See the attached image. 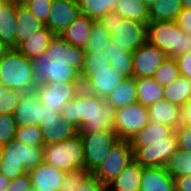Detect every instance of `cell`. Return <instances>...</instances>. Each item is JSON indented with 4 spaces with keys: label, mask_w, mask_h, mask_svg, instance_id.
<instances>
[{
    "label": "cell",
    "mask_w": 191,
    "mask_h": 191,
    "mask_svg": "<svg viewBox=\"0 0 191 191\" xmlns=\"http://www.w3.org/2000/svg\"><path fill=\"white\" fill-rule=\"evenodd\" d=\"M114 11L124 19L150 22L149 8L141 0H118Z\"/></svg>",
    "instance_id": "28"
},
{
    "label": "cell",
    "mask_w": 191,
    "mask_h": 191,
    "mask_svg": "<svg viewBox=\"0 0 191 191\" xmlns=\"http://www.w3.org/2000/svg\"><path fill=\"white\" fill-rule=\"evenodd\" d=\"M102 51L110 60V65L113 69L126 78L133 77L132 53L121 49L113 42Z\"/></svg>",
    "instance_id": "26"
},
{
    "label": "cell",
    "mask_w": 191,
    "mask_h": 191,
    "mask_svg": "<svg viewBox=\"0 0 191 191\" xmlns=\"http://www.w3.org/2000/svg\"><path fill=\"white\" fill-rule=\"evenodd\" d=\"M76 191H107V186L90 174L77 188Z\"/></svg>",
    "instance_id": "45"
},
{
    "label": "cell",
    "mask_w": 191,
    "mask_h": 191,
    "mask_svg": "<svg viewBox=\"0 0 191 191\" xmlns=\"http://www.w3.org/2000/svg\"><path fill=\"white\" fill-rule=\"evenodd\" d=\"M31 186L38 191H59L66 172L46 164H39L34 169L28 171Z\"/></svg>",
    "instance_id": "17"
},
{
    "label": "cell",
    "mask_w": 191,
    "mask_h": 191,
    "mask_svg": "<svg viewBox=\"0 0 191 191\" xmlns=\"http://www.w3.org/2000/svg\"><path fill=\"white\" fill-rule=\"evenodd\" d=\"M174 132L175 130L172 127L162 123L155 124L148 122L129 140V142L164 141V138L171 136Z\"/></svg>",
    "instance_id": "32"
},
{
    "label": "cell",
    "mask_w": 191,
    "mask_h": 191,
    "mask_svg": "<svg viewBox=\"0 0 191 191\" xmlns=\"http://www.w3.org/2000/svg\"><path fill=\"white\" fill-rule=\"evenodd\" d=\"M174 179L164 167H143L140 191H174Z\"/></svg>",
    "instance_id": "19"
},
{
    "label": "cell",
    "mask_w": 191,
    "mask_h": 191,
    "mask_svg": "<svg viewBox=\"0 0 191 191\" xmlns=\"http://www.w3.org/2000/svg\"><path fill=\"white\" fill-rule=\"evenodd\" d=\"M61 113L79 132L114 130V107L84 88L67 102Z\"/></svg>",
    "instance_id": "2"
},
{
    "label": "cell",
    "mask_w": 191,
    "mask_h": 191,
    "mask_svg": "<svg viewBox=\"0 0 191 191\" xmlns=\"http://www.w3.org/2000/svg\"><path fill=\"white\" fill-rule=\"evenodd\" d=\"M99 23L110 35L111 42L130 53L147 41V24L124 19L115 11L100 18Z\"/></svg>",
    "instance_id": "5"
},
{
    "label": "cell",
    "mask_w": 191,
    "mask_h": 191,
    "mask_svg": "<svg viewBox=\"0 0 191 191\" xmlns=\"http://www.w3.org/2000/svg\"><path fill=\"white\" fill-rule=\"evenodd\" d=\"M82 89L83 82H52L36 86L33 91L42 104L61 113L67 102Z\"/></svg>",
    "instance_id": "14"
},
{
    "label": "cell",
    "mask_w": 191,
    "mask_h": 191,
    "mask_svg": "<svg viewBox=\"0 0 191 191\" xmlns=\"http://www.w3.org/2000/svg\"><path fill=\"white\" fill-rule=\"evenodd\" d=\"M31 187V179L27 172L12 179L5 191H28Z\"/></svg>",
    "instance_id": "44"
},
{
    "label": "cell",
    "mask_w": 191,
    "mask_h": 191,
    "mask_svg": "<svg viewBox=\"0 0 191 191\" xmlns=\"http://www.w3.org/2000/svg\"><path fill=\"white\" fill-rule=\"evenodd\" d=\"M137 90V102L145 107H149L157 100L163 99L162 87L153 78H138L135 79Z\"/></svg>",
    "instance_id": "29"
},
{
    "label": "cell",
    "mask_w": 191,
    "mask_h": 191,
    "mask_svg": "<svg viewBox=\"0 0 191 191\" xmlns=\"http://www.w3.org/2000/svg\"><path fill=\"white\" fill-rule=\"evenodd\" d=\"M80 15L77 0H52L45 26L59 36Z\"/></svg>",
    "instance_id": "16"
},
{
    "label": "cell",
    "mask_w": 191,
    "mask_h": 191,
    "mask_svg": "<svg viewBox=\"0 0 191 191\" xmlns=\"http://www.w3.org/2000/svg\"><path fill=\"white\" fill-rule=\"evenodd\" d=\"M142 169L140 164L132 161L107 185V191H140Z\"/></svg>",
    "instance_id": "23"
},
{
    "label": "cell",
    "mask_w": 191,
    "mask_h": 191,
    "mask_svg": "<svg viewBox=\"0 0 191 191\" xmlns=\"http://www.w3.org/2000/svg\"><path fill=\"white\" fill-rule=\"evenodd\" d=\"M191 97V79L180 76L169 86L164 87L163 99L179 107L183 106Z\"/></svg>",
    "instance_id": "30"
},
{
    "label": "cell",
    "mask_w": 191,
    "mask_h": 191,
    "mask_svg": "<svg viewBox=\"0 0 191 191\" xmlns=\"http://www.w3.org/2000/svg\"><path fill=\"white\" fill-rule=\"evenodd\" d=\"M3 145L0 144V161L2 160Z\"/></svg>",
    "instance_id": "54"
},
{
    "label": "cell",
    "mask_w": 191,
    "mask_h": 191,
    "mask_svg": "<svg viewBox=\"0 0 191 191\" xmlns=\"http://www.w3.org/2000/svg\"><path fill=\"white\" fill-rule=\"evenodd\" d=\"M90 38L84 47L86 53L98 52L103 50L106 46L111 44L109 33L99 23V21L93 20V25L90 30Z\"/></svg>",
    "instance_id": "35"
},
{
    "label": "cell",
    "mask_w": 191,
    "mask_h": 191,
    "mask_svg": "<svg viewBox=\"0 0 191 191\" xmlns=\"http://www.w3.org/2000/svg\"><path fill=\"white\" fill-rule=\"evenodd\" d=\"M175 191H191V175L174 178Z\"/></svg>",
    "instance_id": "48"
},
{
    "label": "cell",
    "mask_w": 191,
    "mask_h": 191,
    "mask_svg": "<svg viewBox=\"0 0 191 191\" xmlns=\"http://www.w3.org/2000/svg\"><path fill=\"white\" fill-rule=\"evenodd\" d=\"M0 84L26 93L35 89L32 61L16 48H6L0 57Z\"/></svg>",
    "instance_id": "3"
},
{
    "label": "cell",
    "mask_w": 191,
    "mask_h": 191,
    "mask_svg": "<svg viewBox=\"0 0 191 191\" xmlns=\"http://www.w3.org/2000/svg\"><path fill=\"white\" fill-rule=\"evenodd\" d=\"M108 65H110V60L104 55V52L101 50L98 52L86 53L82 69L100 68L106 67Z\"/></svg>",
    "instance_id": "43"
},
{
    "label": "cell",
    "mask_w": 191,
    "mask_h": 191,
    "mask_svg": "<svg viewBox=\"0 0 191 191\" xmlns=\"http://www.w3.org/2000/svg\"><path fill=\"white\" fill-rule=\"evenodd\" d=\"M182 6L185 9H191V0H181Z\"/></svg>",
    "instance_id": "51"
},
{
    "label": "cell",
    "mask_w": 191,
    "mask_h": 191,
    "mask_svg": "<svg viewBox=\"0 0 191 191\" xmlns=\"http://www.w3.org/2000/svg\"><path fill=\"white\" fill-rule=\"evenodd\" d=\"M28 191H38V190L34 187H31Z\"/></svg>",
    "instance_id": "56"
},
{
    "label": "cell",
    "mask_w": 191,
    "mask_h": 191,
    "mask_svg": "<svg viewBox=\"0 0 191 191\" xmlns=\"http://www.w3.org/2000/svg\"><path fill=\"white\" fill-rule=\"evenodd\" d=\"M21 94L0 84V113L13 114Z\"/></svg>",
    "instance_id": "38"
},
{
    "label": "cell",
    "mask_w": 191,
    "mask_h": 191,
    "mask_svg": "<svg viewBox=\"0 0 191 191\" xmlns=\"http://www.w3.org/2000/svg\"><path fill=\"white\" fill-rule=\"evenodd\" d=\"M106 100L115 110L137 102L135 78H126L107 97Z\"/></svg>",
    "instance_id": "27"
},
{
    "label": "cell",
    "mask_w": 191,
    "mask_h": 191,
    "mask_svg": "<svg viewBox=\"0 0 191 191\" xmlns=\"http://www.w3.org/2000/svg\"><path fill=\"white\" fill-rule=\"evenodd\" d=\"M180 108L166 99L157 100L148 107V120L151 123H162L174 130L181 125Z\"/></svg>",
    "instance_id": "20"
},
{
    "label": "cell",
    "mask_w": 191,
    "mask_h": 191,
    "mask_svg": "<svg viewBox=\"0 0 191 191\" xmlns=\"http://www.w3.org/2000/svg\"><path fill=\"white\" fill-rule=\"evenodd\" d=\"M168 58V56L146 41L137 50L132 52L133 77L152 78L155 71Z\"/></svg>",
    "instance_id": "15"
},
{
    "label": "cell",
    "mask_w": 191,
    "mask_h": 191,
    "mask_svg": "<svg viewBox=\"0 0 191 191\" xmlns=\"http://www.w3.org/2000/svg\"><path fill=\"white\" fill-rule=\"evenodd\" d=\"M118 0H77L81 14L98 21L108 12H114Z\"/></svg>",
    "instance_id": "33"
},
{
    "label": "cell",
    "mask_w": 191,
    "mask_h": 191,
    "mask_svg": "<svg viewBox=\"0 0 191 191\" xmlns=\"http://www.w3.org/2000/svg\"><path fill=\"white\" fill-rule=\"evenodd\" d=\"M177 61L180 75L191 79V52L174 57Z\"/></svg>",
    "instance_id": "46"
},
{
    "label": "cell",
    "mask_w": 191,
    "mask_h": 191,
    "mask_svg": "<svg viewBox=\"0 0 191 191\" xmlns=\"http://www.w3.org/2000/svg\"><path fill=\"white\" fill-rule=\"evenodd\" d=\"M23 4L37 18V20L46 24L51 10L52 0H25Z\"/></svg>",
    "instance_id": "40"
},
{
    "label": "cell",
    "mask_w": 191,
    "mask_h": 191,
    "mask_svg": "<svg viewBox=\"0 0 191 191\" xmlns=\"http://www.w3.org/2000/svg\"><path fill=\"white\" fill-rule=\"evenodd\" d=\"M182 8L181 0H156L149 8L150 21H175Z\"/></svg>",
    "instance_id": "31"
},
{
    "label": "cell",
    "mask_w": 191,
    "mask_h": 191,
    "mask_svg": "<svg viewBox=\"0 0 191 191\" xmlns=\"http://www.w3.org/2000/svg\"><path fill=\"white\" fill-rule=\"evenodd\" d=\"M16 20V48L45 26L23 3H17Z\"/></svg>",
    "instance_id": "21"
},
{
    "label": "cell",
    "mask_w": 191,
    "mask_h": 191,
    "mask_svg": "<svg viewBox=\"0 0 191 191\" xmlns=\"http://www.w3.org/2000/svg\"><path fill=\"white\" fill-rule=\"evenodd\" d=\"M14 140L21 141L27 146L44 145L42 137V129L39 125H31L28 127L24 126L17 127Z\"/></svg>",
    "instance_id": "37"
},
{
    "label": "cell",
    "mask_w": 191,
    "mask_h": 191,
    "mask_svg": "<svg viewBox=\"0 0 191 191\" xmlns=\"http://www.w3.org/2000/svg\"><path fill=\"white\" fill-rule=\"evenodd\" d=\"M83 143L84 168L92 174L119 139L113 131L79 132Z\"/></svg>",
    "instance_id": "10"
},
{
    "label": "cell",
    "mask_w": 191,
    "mask_h": 191,
    "mask_svg": "<svg viewBox=\"0 0 191 191\" xmlns=\"http://www.w3.org/2000/svg\"><path fill=\"white\" fill-rule=\"evenodd\" d=\"M44 162L48 165L70 172L84 169L83 143L77 134L73 138L44 146Z\"/></svg>",
    "instance_id": "7"
},
{
    "label": "cell",
    "mask_w": 191,
    "mask_h": 191,
    "mask_svg": "<svg viewBox=\"0 0 191 191\" xmlns=\"http://www.w3.org/2000/svg\"><path fill=\"white\" fill-rule=\"evenodd\" d=\"M10 181L11 180L8 177L0 173V191H5V189L10 184Z\"/></svg>",
    "instance_id": "50"
},
{
    "label": "cell",
    "mask_w": 191,
    "mask_h": 191,
    "mask_svg": "<svg viewBox=\"0 0 191 191\" xmlns=\"http://www.w3.org/2000/svg\"><path fill=\"white\" fill-rule=\"evenodd\" d=\"M17 129L16 122L12 114L0 113V144L6 145L14 140Z\"/></svg>",
    "instance_id": "39"
},
{
    "label": "cell",
    "mask_w": 191,
    "mask_h": 191,
    "mask_svg": "<svg viewBox=\"0 0 191 191\" xmlns=\"http://www.w3.org/2000/svg\"><path fill=\"white\" fill-rule=\"evenodd\" d=\"M6 48L0 43V57Z\"/></svg>",
    "instance_id": "53"
},
{
    "label": "cell",
    "mask_w": 191,
    "mask_h": 191,
    "mask_svg": "<svg viewBox=\"0 0 191 191\" xmlns=\"http://www.w3.org/2000/svg\"><path fill=\"white\" fill-rule=\"evenodd\" d=\"M9 1L16 2V3H23L25 0H9Z\"/></svg>",
    "instance_id": "55"
},
{
    "label": "cell",
    "mask_w": 191,
    "mask_h": 191,
    "mask_svg": "<svg viewBox=\"0 0 191 191\" xmlns=\"http://www.w3.org/2000/svg\"><path fill=\"white\" fill-rule=\"evenodd\" d=\"M93 20L81 14L59 36L71 45L85 47L91 34Z\"/></svg>",
    "instance_id": "24"
},
{
    "label": "cell",
    "mask_w": 191,
    "mask_h": 191,
    "mask_svg": "<svg viewBox=\"0 0 191 191\" xmlns=\"http://www.w3.org/2000/svg\"><path fill=\"white\" fill-rule=\"evenodd\" d=\"M181 125H191V100H188L180 108Z\"/></svg>",
    "instance_id": "49"
},
{
    "label": "cell",
    "mask_w": 191,
    "mask_h": 191,
    "mask_svg": "<svg viewBox=\"0 0 191 191\" xmlns=\"http://www.w3.org/2000/svg\"><path fill=\"white\" fill-rule=\"evenodd\" d=\"M44 145L27 146L18 140L3 145L0 173L10 180L27 173L44 162Z\"/></svg>",
    "instance_id": "4"
},
{
    "label": "cell",
    "mask_w": 191,
    "mask_h": 191,
    "mask_svg": "<svg viewBox=\"0 0 191 191\" xmlns=\"http://www.w3.org/2000/svg\"><path fill=\"white\" fill-rule=\"evenodd\" d=\"M40 127L44 146L59 143L79 134V130L65 119H61L59 123L41 124Z\"/></svg>",
    "instance_id": "25"
},
{
    "label": "cell",
    "mask_w": 191,
    "mask_h": 191,
    "mask_svg": "<svg viewBox=\"0 0 191 191\" xmlns=\"http://www.w3.org/2000/svg\"><path fill=\"white\" fill-rule=\"evenodd\" d=\"M148 122V107L136 102L115 110L113 132L118 139L129 141Z\"/></svg>",
    "instance_id": "13"
},
{
    "label": "cell",
    "mask_w": 191,
    "mask_h": 191,
    "mask_svg": "<svg viewBox=\"0 0 191 191\" xmlns=\"http://www.w3.org/2000/svg\"><path fill=\"white\" fill-rule=\"evenodd\" d=\"M85 54L83 47L71 45L56 35L46 52L31 60L35 86L52 82H82L80 74Z\"/></svg>",
    "instance_id": "1"
},
{
    "label": "cell",
    "mask_w": 191,
    "mask_h": 191,
    "mask_svg": "<svg viewBox=\"0 0 191 191\" xmlns=\"http://www.w3.org/2000/svg\"><path fill=\"white\" fill-rule=\"evenodd\" d=\"M148 8L151 7V5L156 1V0H141Z\"/></svg>",
    "instance_id": "52"
},
{
    "label": "cell",
    "mask_w": 191,
    "mask_h": 191,
    "mask_svg": "<svg viewBox=\"0 0 191 191\" xmlns=\"http://www.w3.org/2000/svg\"><path fill=\"white\" fill-rule=\"evenodd\" d=\"M12 115L17 127L59 123L61 119H65L55 108L49 109L42 104L34 91L21 94Z\"/></svg>",
    "instance_id": "8"
},
{
    "label": "cell",
    "mask_w": 191,
    "mask_h": 191,
    "mask_svg": "<svg viewBox=\"0 0 191 191\" xmlns=\"http://www.w3.org/2000/svg\"><path fill=\"white\" fill-rule=\"evenodd\" d=\"M55 34L46 26L35 32L29 39L20 44L18 49L26 58L32 60L44 54Z\"/></svg>",
    "instance_id": "22"
},
{
    "label": "cell",
    "mask_w": 191,
    "mask_h": 191,
    "mask_svg": "<svg viewBox=\"0 0 191 191\" xmlns=\"http://www.w3.org/2000/svg\"><path fill=\"white\" fill-rule=\"evenodd\" d=\"M147 41L168 57L191 52V34L183 33L176 21H150Z\"/></svg>",
    "instance_id": "6"
},
{
    "label": "cell",
    "mask_w": 191,
    "mask_h": 191,
    "mask_svg": "<svg viewBox=\"0 0 191 191\" xmlns=\"http://www.w3.org/2000/svg\"><path fill=\"white\" fill-rule=\"evenodd\" d=\"M164 169L174 178L191 175V152L177 149L167 160Z\"/></svg>",
    "instance_id": "34"
},
{
    "label": "cell",
    "mask_w": 191,
    "mask_h": 191,
    "mask_svg": "<svg viewBox=\"0 0 191 191\" xmlns=\"http://www.w3.org/2000/svg\"><path fill=\"white\" fill-rule=\"evenodd\" d=\"M80 78L83 82V88L106 99V97L123 82L126 77L108 65L106 67L82 69Z\"/></svg>",
    "instance_id": "12"
},
{
    "label": "cell",
    "mask_w": 191,
    "mask_h": 191,
    "mask_svg": "<svg viewBox=\"0 0 191 191\" xmlns=\"http://www.w3.org/2000/svg\"><path fill=\"white\" fill-rule=\"evenodd\" d=\"M89 175L85 168L66 172L59 191H76Z\"/></svg>",
    "instance_id": "41"
},
{
    "label": "cell",
    "mask_w": 191,
    "mask_h": 191,
    "mask_svg": "<svg viewBox=\"0 0 191 191\" xmlns=\"http://www.w3.org/2000/svg\"><path fill=\"white\" fill-rule=\"evenodd\" d=\"M180 76L181 75L176 59L174 57H168L155 71L152 78L156 80L162 87H166Z\"/></svg>",
    "instance_id": "36"
},
{
    "label": "cell",
    "mask_w": 191,
    "mask_h": 191,
    "mask_svg": "<svg viewBox=\"0 0 191 191\" xmlns=\"http://www.w3.org/2000/svg\"><path fill=\"white\" fill-rule=\"evenodd\" d=\"M175 21L183 33L191 34V9L182 8Z\"/></svg>",
    "instance_id": "47"
},
{
    "label": "cell",
    "mask_w": 191,
    "mask_h": 191,
    "mask_svg": "<svg viewBox=\"0 0 191 191\" xmlns=\"http://www.w3.org/2000/svg\"><path fill=\"white\" fill-rule=\"evenodd\" d=\"M133 161V150L129 141L119 139L113 144L103 162L92 173L107 186Z\"/></svg>",
    "instance_id": "11"
},
{
    "label": "cell",
    "mask_w": 191,
    "mask_h": 191,
    "mask_svg": "<svg viewBox=\"0 0 191 191\" xmlns=\"http://www.w3.org/2000/svg\"><path fill=\"white\" fill-rule=\"evenodd\" d=\"M129 143L133 150V161L142 167H164L177 150L175 132L164 141Z\"/></svg>",
    "instance_id": "9"
},
{
    "label": "cell",
    "mask_w": 191,
    "mask_h": 191,
    "mask_svg": "<svg viewBox=\"0 0 191 191\" xmlns=\"http://www.w3.org/2000/svg\"><path fill=\"white\" fill-rule=\"evenodd\" d=\"M177 149L191 152V125H180L175 129Z\"/></svg>",
    "instance_id": "42"
},
{
    "label": "cell",
    "mask_w": 191,
    "mask_h": 191,
    "mask_svg": "<svg viewBox=\"0 0 191 191\" xmlns=\"http://www.w3.org/2000/svg\"><path fill=\"white\" fill-rule=\"evenodd\" d=\"M16 7V2H0V43L5 48H16Z\"/></svg>",
    "instance_id": "18"
}]
</instances>
